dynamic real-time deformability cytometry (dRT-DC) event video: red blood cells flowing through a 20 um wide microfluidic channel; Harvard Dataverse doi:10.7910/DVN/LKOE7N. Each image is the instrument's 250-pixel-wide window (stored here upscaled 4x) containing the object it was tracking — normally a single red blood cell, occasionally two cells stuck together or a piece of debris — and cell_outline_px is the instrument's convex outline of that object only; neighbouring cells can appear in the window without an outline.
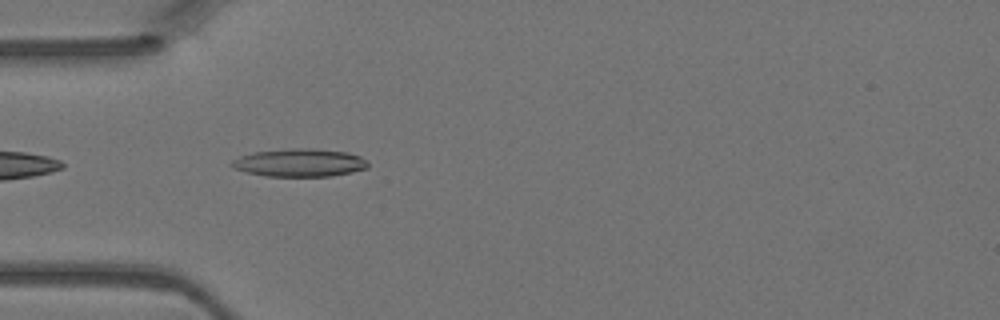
{"species": "Egyptian fruit bat (a non-hibernating species)", "species_latin": "Rousettus aegyptiacus", "temperature_condition": "warm", "stored_images_in_passage": 5, "camera_frame_rate_fps": 3000, "um_per_image_px": 0.085, "animal": {"sex": "female"}, "frame": {"image": 1, "passage_image": 4, "time_ms": 1.0, "image_size_px": [1000, 320], "cell_outline_px": [[368, 168], [352, 172], [332, 176], [264, 176], [248, 172], [236, 168], [228, 164], [232, 160], [240, 156], [256, 152], [292, 148], [308, 148], [348, 152], [360, 156], [368, 164]], "centroid_in_image_um": [25.48, 13.83], "position_along_channel_um": 59.5, "area_um2": 22.02}}
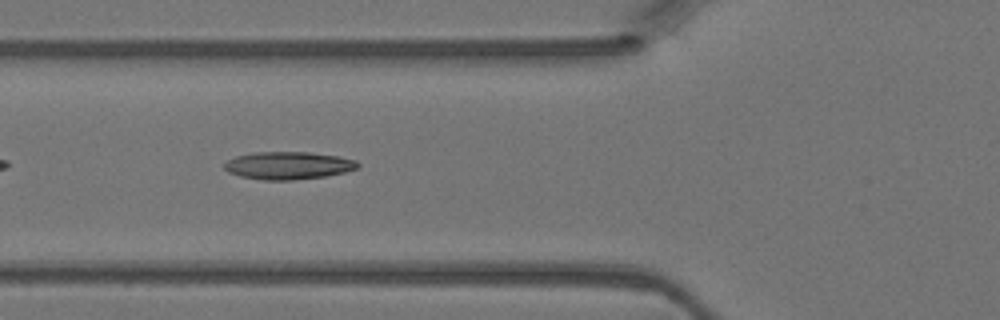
{"frame": {"image": 2, "passage_image": 5, "time_ms": 1.333, "image_size_px": [1000, 320], "cell_outline_px": [[360, 164], [356, 168], [344, 172], [324, 176], [292, 180], [264, 180], [240, 176], [228, 172], [224, 168], [224, 164], [228, 160], [236, 156], [252, 152], [308, 152], [336, 156], [356, 160]], "centroid_in_image_um": [24.47, 14.06], "position_along_channel_um": 101.3, "area_um2": 21.33}}